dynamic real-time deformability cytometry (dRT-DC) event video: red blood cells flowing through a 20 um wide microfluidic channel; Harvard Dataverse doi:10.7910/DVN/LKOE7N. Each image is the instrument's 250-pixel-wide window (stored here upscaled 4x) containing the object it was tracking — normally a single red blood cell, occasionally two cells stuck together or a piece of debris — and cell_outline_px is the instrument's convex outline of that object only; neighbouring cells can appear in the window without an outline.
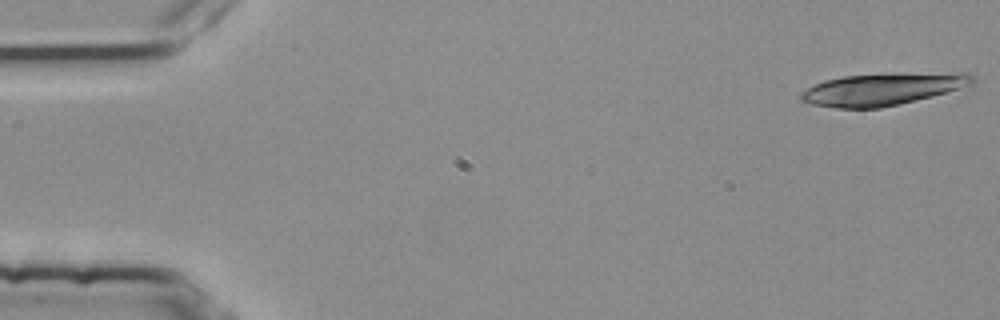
{"species": "common noctule bat (a hibernating species)", "species_latin": "Nyctalus noctula", "temperature_condition": "room temperature", "stored_images_in_passage": 7, "camera_frame_rate_fps": 3000, "um_per_image_px": 0.085, "animal": {"sex": "female", "body_mass_g": 25.1}, "frame": {"image": 1, "passage_image": 1, "time_ms": 0.0, "image_size_px": [1000, 320], "cell_outline_px": [[976, 80], [972, 84], [932, 96], [880, 108], [840, 108], [812, 104], [800, 100], [800, 92], [824, 80], [844, 76], [896, 72], [968, 72]], "centroid_in_image_um": [75.05, 7.54], "position_along_channel_um": 9.9, "area_um2": 32.37}}